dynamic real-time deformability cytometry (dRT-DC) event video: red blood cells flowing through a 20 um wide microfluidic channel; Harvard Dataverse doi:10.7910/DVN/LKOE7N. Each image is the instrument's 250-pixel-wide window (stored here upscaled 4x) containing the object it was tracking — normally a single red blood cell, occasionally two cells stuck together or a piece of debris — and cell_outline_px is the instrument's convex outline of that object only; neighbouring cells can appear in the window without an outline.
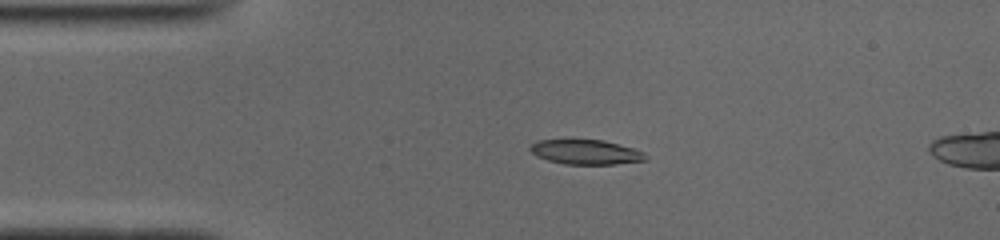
{"species": "common noctule bat (a hibernating species)", "species_latin": "Nyctalus noctula", "temperature_condition": "cold", "stored_images_in_passage": 14, "camera_frame_rate_fps": 3000, "um_per_image_px": 0.085, "animal": {"sex": "male", "body_mass_g": 19.0, "forearm_length_mm": 50.8}, "frame": {"image": 1, "passage_image": 10, "time_ms": 3.0, "image_size_px": [1000, 240], "cell_outline_px": [[644, 160], [612, 164], [564, 164], [548, 160], [532, 152], [528, 148], [532, 144], [540, 140], [600, 140], [632, 148], [644, 152]], "centroid_in_image_um": [49.76, 12.92], "position_along_channel_um": 35.2, "area_um2": 16.01}}